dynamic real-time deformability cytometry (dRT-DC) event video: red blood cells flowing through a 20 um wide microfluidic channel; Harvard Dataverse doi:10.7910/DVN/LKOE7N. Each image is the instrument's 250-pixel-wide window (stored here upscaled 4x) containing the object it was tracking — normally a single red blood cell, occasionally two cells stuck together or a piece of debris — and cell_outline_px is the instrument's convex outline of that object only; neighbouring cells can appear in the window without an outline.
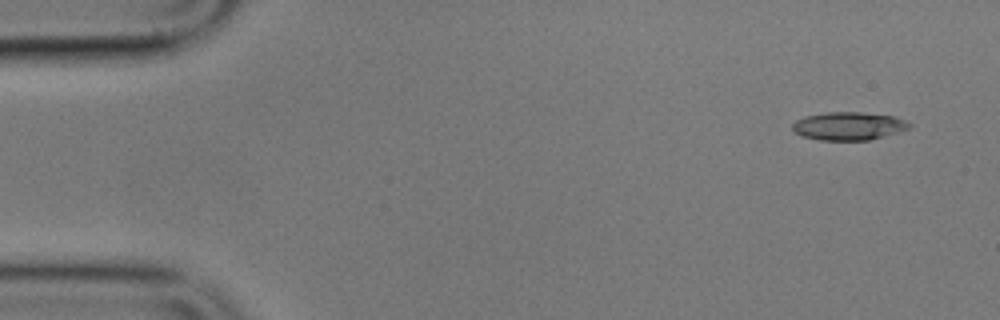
{"species": "common noctule bat (a hibernating species)", "species_latin": "Nyctalus noctula", "temperature_condition": "cold", "stored_images_in_passage": 5, "camera_frame_rate_fps": 3000, "um_per_image_px": 0.085, "animal": {"sex": "male", "body_mass_g": 17.9}, "frame": {"image": 1, "passage_image": 1, "time_ms": 0.0, "image_size_px": [1000, 320], "cell_outline_px": [[912, 124], [908, 128], [896, 132], [868, 140], [820, 140], [800, 136], [792, 128], [792, 124], [796, 120], [804, 116], [828, 112], [860, 112], [892, 116], [904, 120]], "centroid_in_image_um": [72.07, 10.71], "position_along_channel_um": 12.9, "area_um2": 18.9}}
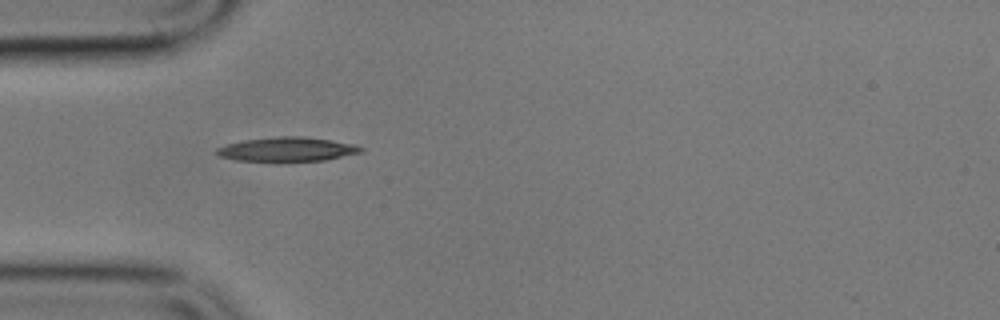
{"frame": {"image": 2, "passage_image": 4, "time_ms": 4.333, "image_size_px": [1000, 320], "cell_outline_px": [[364, 148], [360, 152], [324, 160], [280, 164], [276, 164], [236, 160], [220, 156], [216, 152], [216, 148], [228, 144], [244, 140], [276, 136], [304, 136], [356, 144]], "centroid_in_image_um": [24.38, 12.73], "position_along_channel_um": 60.6, "area_um2": 21.15}}
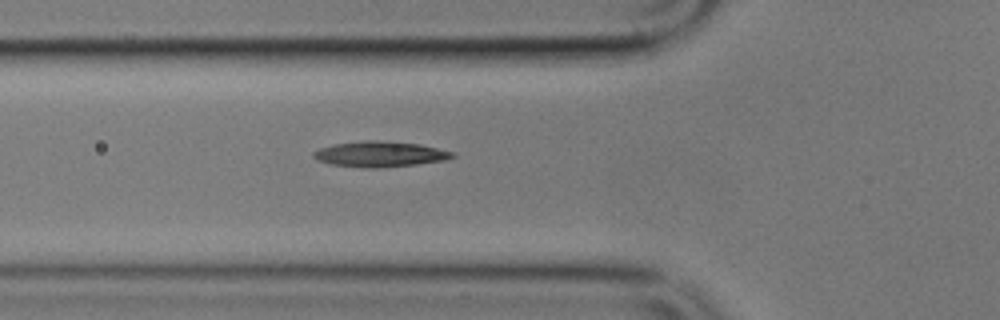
{"frame": {"image": 3, "passage_image": 5, "time_ms": 5.333, "image_size_px": [1000, 320], "cell_outline_px": [[456, 156], [444, 160], [416, 164], [380, 168], [364, 168], [328, 164], [316, 160], [312, 156], [312, 152], [320, 148], [336, 144], [364, 140], [376, 140], [420, 144], [456, 152]], "centroid_in_image_um": [32.28, 13.1], "position_along_channel_um": 93.5, "area_um2": 20.81}}